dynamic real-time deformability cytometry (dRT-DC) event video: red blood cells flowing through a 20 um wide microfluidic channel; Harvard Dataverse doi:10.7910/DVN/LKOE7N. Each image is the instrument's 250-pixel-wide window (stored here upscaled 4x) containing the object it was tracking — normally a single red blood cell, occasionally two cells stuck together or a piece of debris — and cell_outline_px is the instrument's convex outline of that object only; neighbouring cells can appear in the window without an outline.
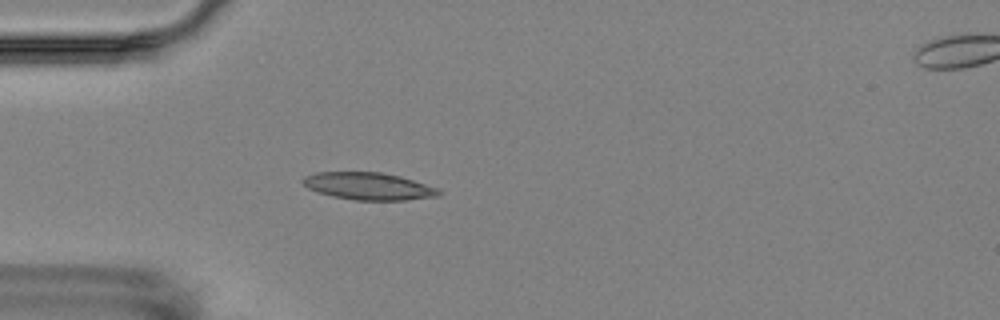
{"species": "Egyptian fruit bat (a non-hibernating species)", "species_latin": "Rousettus aegyptiacus", "temperature_condition": "room temperature", "stored_images_in_passage": 5, "camera_frame_rate_fps": 3000, "um_per_image_px": 0.085, "animal": {"sex": "female"}, "frame": {"image": 1, "passage_image": 4, "time_ms": 3.667, "image_size_px": [1000, 320], "cell_outline_px": [[440, 192], [436, 196], [404, 200], [356, 200], [332, 196], [316, 192], [308, 188], [300, 180], [304, 176], [316, 172], [380, 172], [400, 176], [440, 188]], "centroid_in_image_um": [31.29, 15.82], "position_along_channel_um": 53.7, "area_um2": 21.62}}